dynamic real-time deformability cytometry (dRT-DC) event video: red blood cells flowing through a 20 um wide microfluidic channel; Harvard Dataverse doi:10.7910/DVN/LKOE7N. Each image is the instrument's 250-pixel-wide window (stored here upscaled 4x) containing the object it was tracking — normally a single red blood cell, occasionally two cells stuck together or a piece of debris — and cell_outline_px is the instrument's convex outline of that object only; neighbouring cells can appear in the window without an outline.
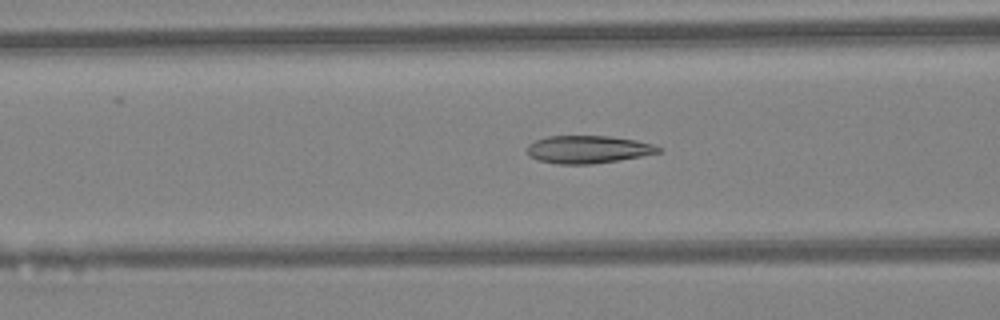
{"species": "Egyptian fruit bat (a non-hibernating species)", "species_latin": "Rousettus aegyptiacus", "temperature_condition": "warm", "stored_images_in_passage": 26, "camera_frame_rate_fps": 3000, "um_per_image_px": 0.085, "animal": {"sex": "female"}, "frame": {"image": 1, "passage_image": 5, "time_ms": 1.333, "image_size_px": [1000, 320], "cell_outline_px": [[660, 152], [640, 156], [592, 164], [556, 164], [536, 160], [528, 156], [528, 144], [536, 140], [548, 136], [608, 136], [636, 140], [652, 144], [660, 148]], "centroid_in_image_um": [49.92, 12.7], "position_along_channel_um": 116.7, "area_um2": 21.04}}
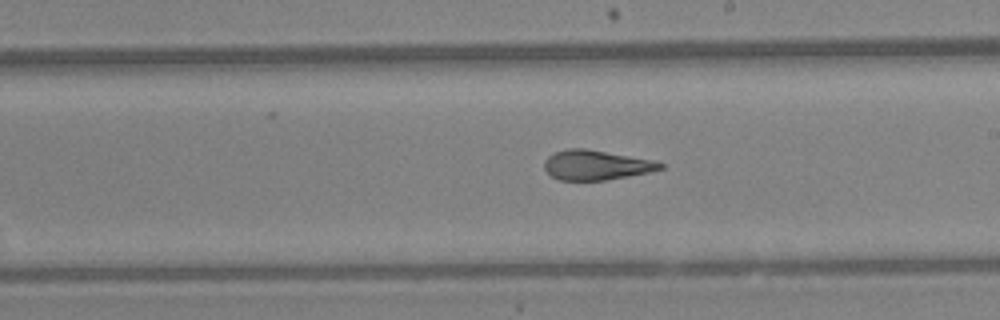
{"frame": {"image": 2, "passage_image": 13, "time_ms": 4.0, "image_size_px": [1000, 320], "cell_outline_px": [[664, 168], [648, 172], [628, 176], [604, 180], [560, 180], [552, 176], [544, 168], [544, 160], [548, 156], [556, 152], [568, 148], [584, 148], [652, 160], [664, 164]], "centroid_in_image_um": [50.64, 14.03], "position_along_channel_um": 238.4, "area_um2": 19.83}}
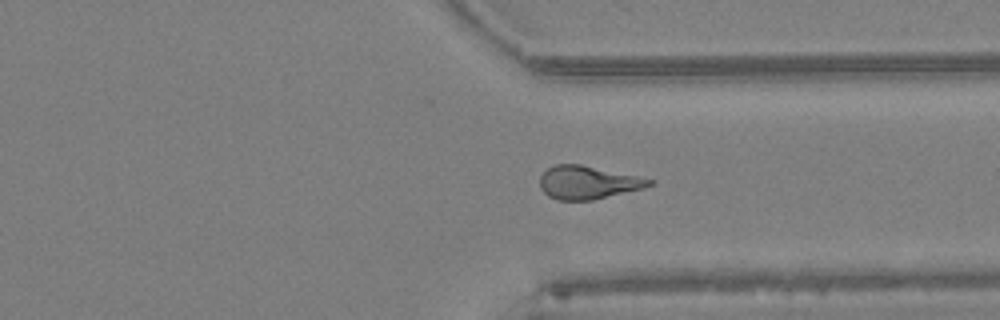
{"frame": {"image": 3, "passage_image": 21, "time_ms": 6.667, "image_size_px": [1000, 320], "cell_outline_px": [[652, 184], [644, 188], [592, 200], [556, 200], [548, 196], [540, 188], [540, 176], [548, 168], [556, 164], [580, 164], [636, 176], [652, 180]], "centroid_in_image_um": [49.92, 15.52], "position_along_channel_um": 361.5, "area_um2": 20.87}}